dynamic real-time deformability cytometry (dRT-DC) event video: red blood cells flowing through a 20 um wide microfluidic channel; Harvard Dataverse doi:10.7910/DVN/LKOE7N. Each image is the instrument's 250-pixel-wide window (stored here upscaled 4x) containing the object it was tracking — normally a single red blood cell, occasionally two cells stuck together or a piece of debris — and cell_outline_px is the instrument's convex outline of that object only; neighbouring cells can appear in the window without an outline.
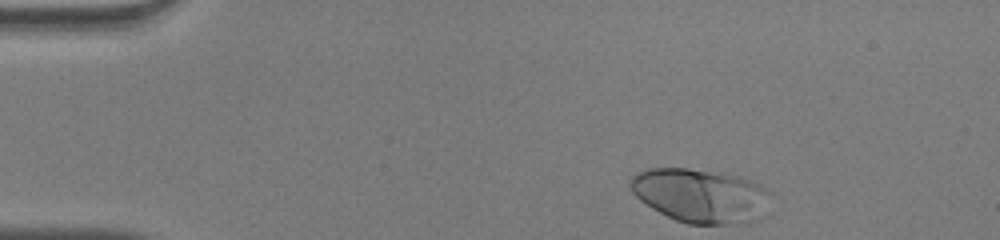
{"species": "human", "species_latin": "Homo sapiens", "temperature_condition": "warm", "stored_images_in_passage": 35, "camera_frame_rate_fps": 3000, "um_per_image_px": 0.085, "donor": {"sex": "male"}, "frame": {"image": 1, "passage_image": 1, "time_ms": 0.0, "image_size_px": [1000, 240], "cell_outline_px": [[772, 192], [756, 220], [728, 224], [688, 224], [676, 220], [652, 208], [640, 200], [632, 192], [628, 184], [628, 180], [636, 172], [644, 168], [688, 168], [740, 176]], "centroid_in_image_um": [59.45, 16.6], "position_along_channel_um": 25.6, "area_um2": 43.7}}
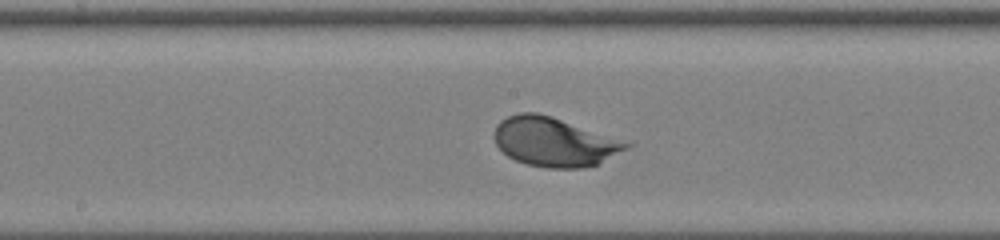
{"frame": {"image": 2, "passage_image": 20, "time_ms": 6.333, "image_size_px": [1000, 240], "cell_outline_px": [[636, 144], [596, 164], [584, 168], [548, 168], [528, 164], [516, 160], [508, 156], [496, 144], [492, 136], [496, 124], [500, 120], [508, 116], [520, 112], [536, 112]], "centroid_in_image_um": [47.08, 12.06], "position_along_channel_um": 201.1, "area_um2": 37.4}}
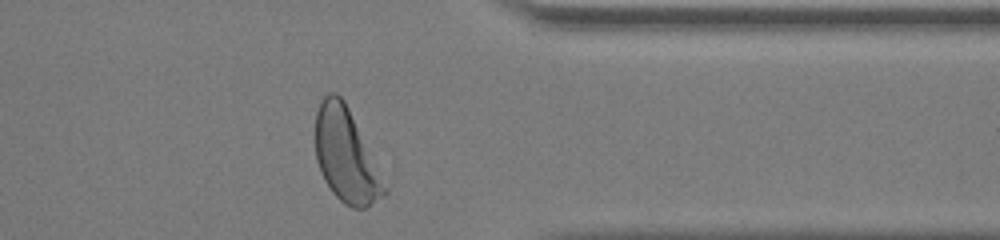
{"frame": {"image": 3, "passage_image": 34, "time_ms": 11.0, "image_size_px": [1000, 240], "cell_outline_px": [[388, 192], [384, 196], [364, 208], [352, 208], [344, 204], [332, 192], [324, 180], [320, 172], [316, 160], [316, 112], [320, 100], [328, 92], [336, 92], [344, 100], [388, 188]], "centroid_in_image_um": [29.39, 13.23], "position_along_channel_um": 382.0, "area_um2": 37.28}, "authors_computed_cell_mechanics": {"area_um2": 37.1654, "velocity_mm_per_s": 4.0607, "shape_relaxation_time_tau1_ms": 1.7921, "shape_relaxation_time_tau2_ms": null, "deformation_change_tau1": 0.1771, "deformation_change_tau2": null}}